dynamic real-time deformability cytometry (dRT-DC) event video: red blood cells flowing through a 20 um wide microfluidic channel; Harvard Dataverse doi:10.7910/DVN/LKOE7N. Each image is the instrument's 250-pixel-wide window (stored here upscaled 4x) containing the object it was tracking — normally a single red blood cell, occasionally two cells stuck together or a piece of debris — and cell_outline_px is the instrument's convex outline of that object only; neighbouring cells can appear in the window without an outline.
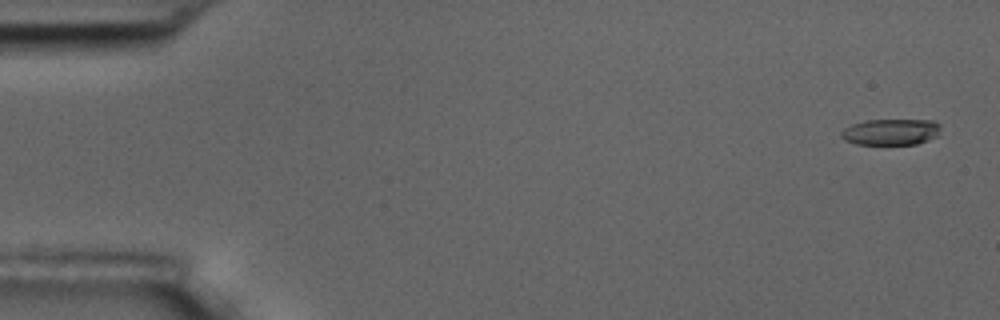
{"species": "common noctule bat (a hibernating species)", "species_latin": "Nyctalus noctula", "temperature_condition": "room temperature", "stored_images_in_passage": 8, "camera_frame_rate_fps": 3000, "um_per_image_px": 0.085, "animal": {"sex": "male", "body_mass_g": 17.5, "forearm_length_mm": 52.3}, "frame": {"image": 1, "passage_image": 1, "time_ms": 0.0, "image_size_px": [1000, 320], "cell_outline_px": [[940, 128], [936, 136], [928, 140], [916, 144], [856, 144], [844, 140], [840, 136], [840, 132], [844, 128], [852, 124], [864, 120], [936, 120], [940, 124]], "centroid_in_image_um": [75.71, 11.2], "position_along_channel_um": 9.3, "area_um2": 15.26}}
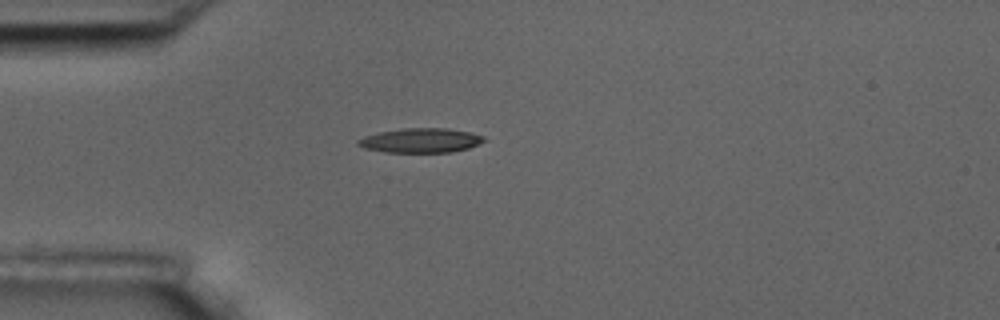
{"frame": {"image": 2, "passage_image": 5, "time_ms": 4.667, "image_size_px": [1000, 320], "cell_outline_px": [[488, 140], [468, 148], [452, 152], [384, 152], [364, 148], [356, 144], [356, 140], [364, 136], [380, 132], [400, 128], [444, 128], [468, 132], [484, 136]], "centroid_in_image_um": [35.74, 11.94], "position_along_channel_um": 49.3, "area_um2": 17.98}}